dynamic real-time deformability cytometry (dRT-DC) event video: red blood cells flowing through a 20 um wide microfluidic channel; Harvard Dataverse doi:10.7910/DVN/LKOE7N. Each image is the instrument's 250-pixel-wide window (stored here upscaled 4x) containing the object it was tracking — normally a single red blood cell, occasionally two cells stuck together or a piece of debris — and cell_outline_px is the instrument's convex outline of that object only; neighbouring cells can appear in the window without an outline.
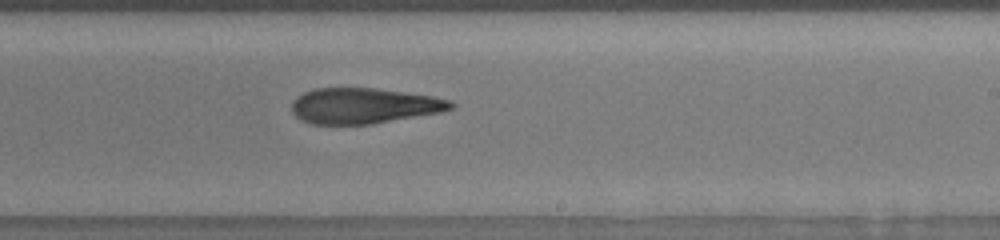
{"species": "human", "species_latin": "Homo sapiens", "temperature_condition": "room temperature", "stored_images_in_passage": 38, "camera_frame_rate_fps": 3000, "um_per_image_px": 0.085, "donor": {"sex": "male"}, "frame": {"image": 1, "passage_image": 30, "time_ms": 8.0, "image_size_px": [1000, 240], "cell_outline_px": [[456, 104], [452, 108], [440, 112], [372, 124], [312, 124], [300, 120], [292, 112], [292, 100], [296, 96], [304, 92], [316, 88], [376, 88], [432, 96], [452, 100]], "centroid_in_image_um": [30.91, 8.99], "position_along_channel_um": 258.1, "area_um2": 33.06}}
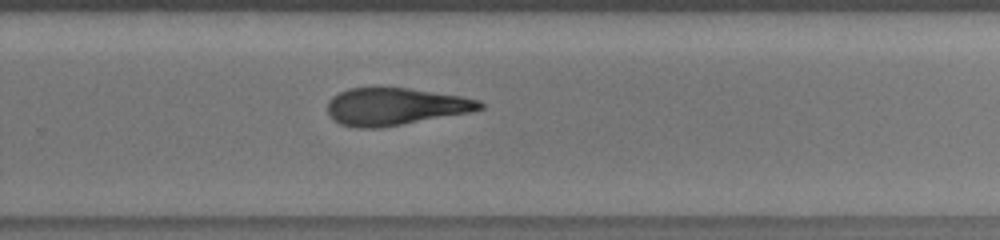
{"frame": {"image": 2, "passage_image": 34, "time_ms": 9.0, "image_size_px": [1000, 240], "cell_outline_px": [[484, 108], [472, 112], [380, 128], [356, 128], [340, 124], [328, 112], [328, 100], [332, 96], [348, 88], [408, 88], [460, 96], [480, 100], [484, 104]], "centroid_in_image_um": [33.61, 9.06], "position_along_channel_um": 296.2, "area_um2": 33.0}}
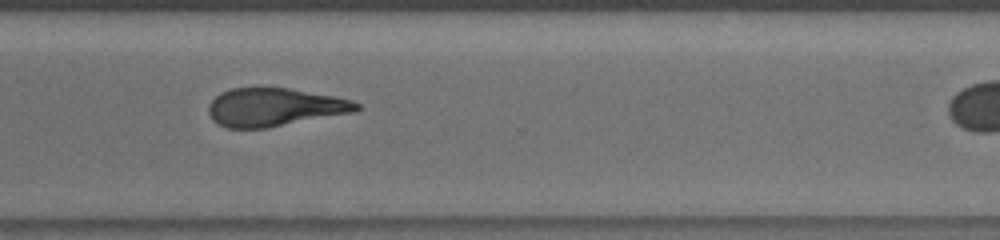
{"frame": {"image": 3, "passage_image": 36, "time_ms": 10.333, "image_size_px": [1000, 240], "cell_outline_px": [[360, 108], [352, 112], [268, 128], [228, 128], [212, 120], [208, 112], [208, 104], [220, 92], [232, 88], [256, 84], [288, 88], [336, 96], [352, 100], [360, 104]], "centroid_in_image_um": [23.28, 9.07], "position_along_channel_um": 347.3, "area_um2": 33.64}}